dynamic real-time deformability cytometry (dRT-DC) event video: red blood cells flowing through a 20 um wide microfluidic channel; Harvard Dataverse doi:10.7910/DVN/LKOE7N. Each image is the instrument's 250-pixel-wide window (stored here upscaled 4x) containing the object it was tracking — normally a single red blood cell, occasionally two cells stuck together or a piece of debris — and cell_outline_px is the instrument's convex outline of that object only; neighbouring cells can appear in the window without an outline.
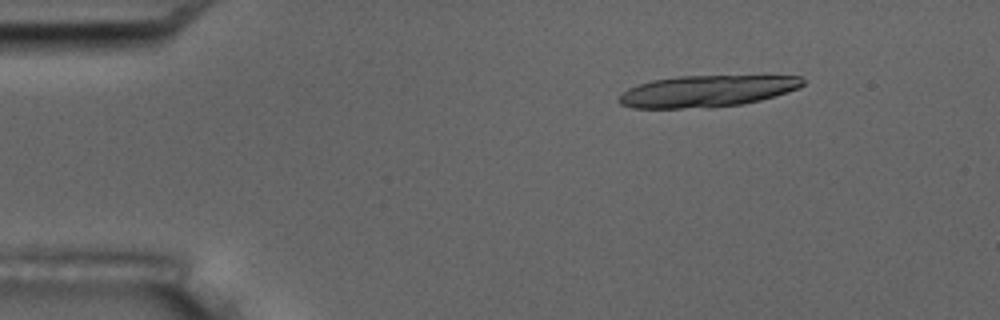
{"species": "common noctule bat (a hibernating species)", "species_latin": "Nyctalus noctula", "temperature_condition": "room temperature", "stored_images_in_passage": 6, "camera_frame_rate_fps": 3000, "um_per_image_px": 0.085, "animal": {"sex": "male", "body_mass_g": 17.5, "forearm_length_mm": 52.3}, "frame": {"image": 1, "passage_image": 2, "time_ms": 2.333, "image_size_px": [1000, 320], "cell_outline_px": [[804, 84], [800, 88], [788, 92], [760, 100], [744, 104], [712, 108], [632, 108], [620, 104], [616, 100], [628, 88], [652, 80], [676, 76], [800, 76], [804, 80]], "centroid_in_image_um": [60.08, 7.76], "position_along_channel_um": 24.9, "area_um2": 33.99}}